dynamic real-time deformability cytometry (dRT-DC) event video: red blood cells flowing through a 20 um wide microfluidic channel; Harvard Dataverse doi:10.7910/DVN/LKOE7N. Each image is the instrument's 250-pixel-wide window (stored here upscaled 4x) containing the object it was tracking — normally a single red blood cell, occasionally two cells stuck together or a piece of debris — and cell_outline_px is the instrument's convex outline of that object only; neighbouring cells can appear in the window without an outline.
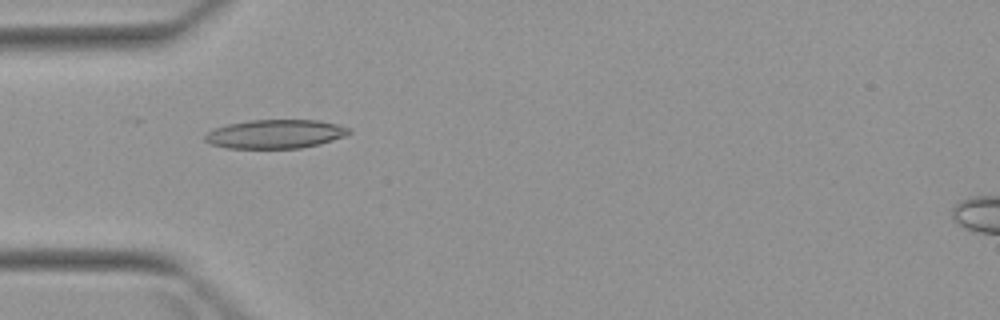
{"species": "Egyptian fruit bat (a non-hibernating species)", "species_latin": "Rousettus aegyptiacus", "temperature_condition": "warm", "stored_images_in_passage": 5, "camera_frame_rate_fps": 3000, "um_per_image_px": 0.085, "animal": {"sex": "female"}, "frame": {"image": 1, "passage_image": 4, "time_ms": 4.667, "image_size_px": [1000, 320], "cell_outline_px": [[352, 132], [344, 136], [320, 144], [300, 148], [224, 148], [212, 144], [204, 140], [204, 136], [212, 128], [228, 124], [248, 120], [320, 120], [352, 128]], "centroid_in_image_um": [23.4, 11.38], "position_along_channel_um": 61.6, "area_um2": 24.33}}
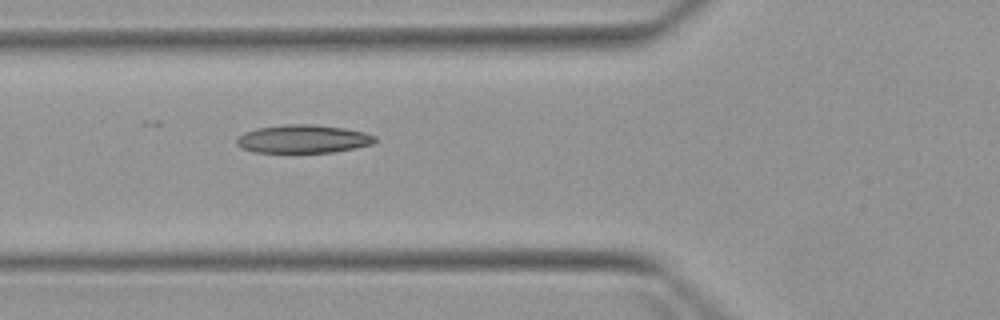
{"frame": {"image": 2, "passage_image": 5, "time_ms": 5.667, "image_size_px": [1000, 320], "cell_outline_px": [[376, 140], [372, 144], [356, 148], [332, 152], [252, 152], [240, 148], [236, 144], [236, 140], [244, 132], [256, 128], [284, 124], [312, 124], [344, 128], [364, 132], [376, 136]], "centroid_in_image_um": [25.74, 11.81], "position_along_channel_um": 100.1, "area_um2": 22.83}}